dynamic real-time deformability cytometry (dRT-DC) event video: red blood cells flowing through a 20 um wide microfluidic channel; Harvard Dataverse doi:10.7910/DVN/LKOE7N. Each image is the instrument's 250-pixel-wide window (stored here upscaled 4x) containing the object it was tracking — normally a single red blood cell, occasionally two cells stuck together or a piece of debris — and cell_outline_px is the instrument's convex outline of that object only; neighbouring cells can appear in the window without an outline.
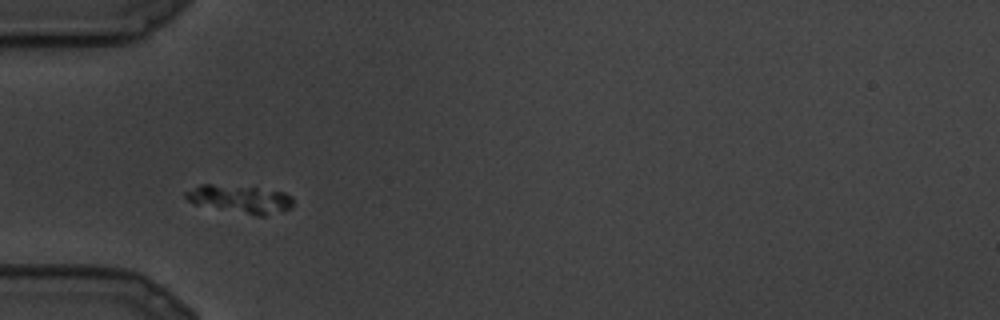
{"species": "common noctule bat (a hibernating species)", "species_latin": "Nyctalus noctula", "temperature_condition": "cold", "stored_images_in_passage": 20, "camera_frame_rate_fps": 3000, "um_per_image_px": 0.085, "animal": {"sex": "male", "body_mass_g": 19.5, "forearm_length_mm": 54.6}, "frame": {"image": 1, "passage_image": 4, "time_ms": 1.0, "image_size_px": [1000, 320], "cell_outline_px": [[292, 208], [264, 216], [256, 216], [196, 204], [188, 200], [184, 196], [184, 192], [200, 184], [212, 184], [256, 188], [284, 192], [292, 196]], "centroid_in_image_um": [20.41, 16.92], "position_along_channel_um": 64.6, "area_um2": 17.34}}
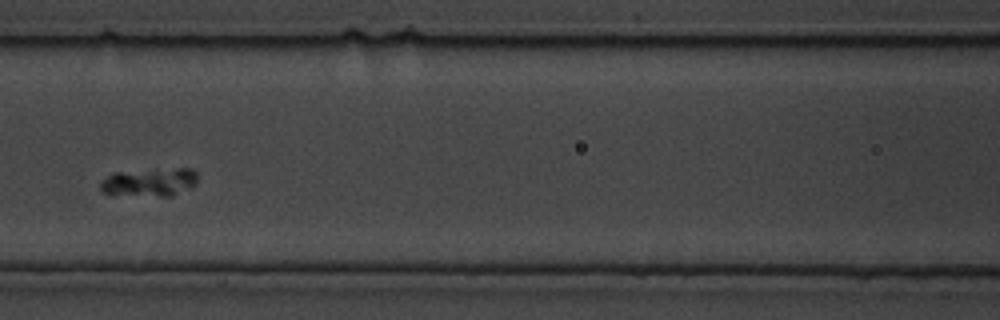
{"frame": {"image": 2, "passage_image": 8, "time_ms": 2.333, "image_size_px": [1000, 320], "cell_outline_px": [[196, 184], [192, 188], [172, 196], [112, 196], [104, 192], [100, 188], [100, 180], [112, 172], [176, 168], [192, 168], [196, 172]], "centroid_in_image_um": [12.68, 15.5], "position_along_channel_um": 153.9, "area_um2": 16.59}}
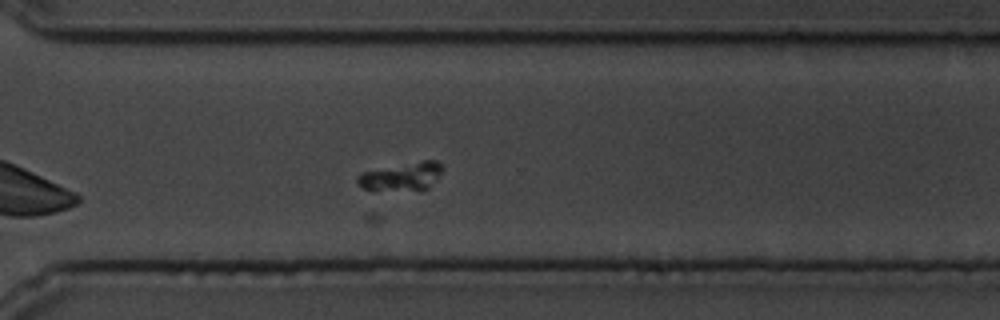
{"frame": {"image": 3, "passage_image": 15, "time_ms": 4.667, "image_size_px": [1000, 320], "cell_outline_px": [[444, 168], [428, 188], [372, 192], [364, 188], [356, 180], [356, 176], [364, 172], [424, 160], [436, 160]], "centroid_in_image_um": [34.11, 15.02], "position_along_channel_um": 336.5, "area_um2": 13.7}}